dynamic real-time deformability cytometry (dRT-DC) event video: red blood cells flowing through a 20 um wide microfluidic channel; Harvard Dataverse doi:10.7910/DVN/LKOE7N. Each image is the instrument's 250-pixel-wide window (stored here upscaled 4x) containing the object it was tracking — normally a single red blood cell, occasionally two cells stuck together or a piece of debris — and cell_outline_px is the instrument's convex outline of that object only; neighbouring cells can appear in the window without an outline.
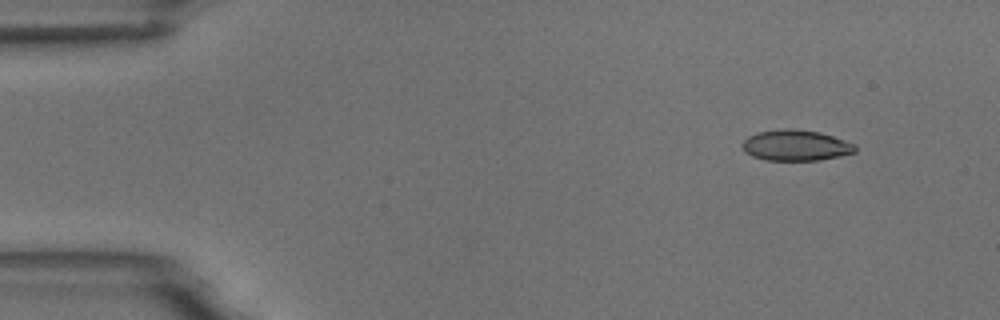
{"species": "common noctule bat (a hibernating species)", "species_latin": "Nyctalus noctula", "temperature_condition": "room temperature", "stored_images_in_passage": 4, "camera_frame_rate_fps": 3000, "um_per_image_px": 0.085, "animal": {"sex": "male", "body_mass_g": 18.8}, "frame": {"image": 1, "passage_image": 1, "time_ms": 0.0, "image_size_px": [1000, 320], "cell_outline_px": [[856, 152], [840, 156], [820, 160], [764, 160], [752, 156], [744, 152], [744, 140], [748, 136], [756, 132], [780, 128], [792, 128], [820, 132], [856, 144]], "centroid_in_image_um": [67.64, 12.35], "position_along_channel_um": 17.4, "area_um2": 20.4}}
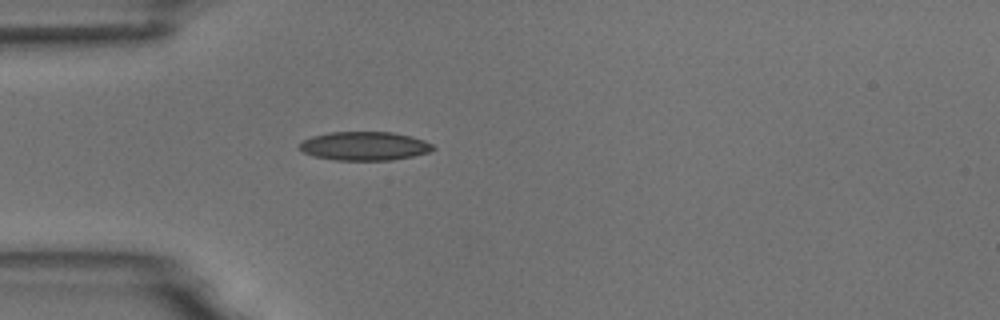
{"frame": {"image": 2, "passage_image": 4, "time_ms": 3.333, "image_size_px": [1000, 320], "cell_outline_px": [[436, 148], [428, 152], [412, 156], [392, 160], [336, 160], [316, 156], [304, 152], [300, 148], [300, 144], [304, 140], [312, 136], [328, 132], [392, 132], [412, 136], [424, 140], [432, 144]], "centroid_in_image_um": [31.02, 12.4], "position_along_channel_um": 54.0, "area_um2": 22.2}}